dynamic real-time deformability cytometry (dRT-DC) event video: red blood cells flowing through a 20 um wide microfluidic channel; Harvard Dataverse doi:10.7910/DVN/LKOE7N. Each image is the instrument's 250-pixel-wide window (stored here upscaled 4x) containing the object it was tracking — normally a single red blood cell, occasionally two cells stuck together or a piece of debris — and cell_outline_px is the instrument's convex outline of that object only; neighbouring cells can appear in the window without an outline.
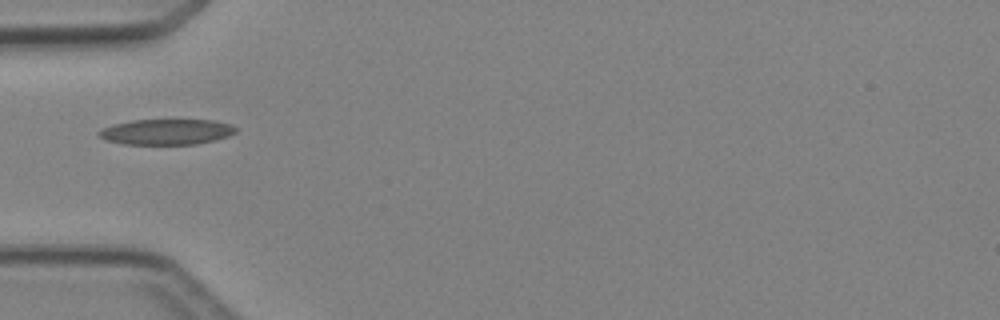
{"species": "Egyptian fruit bat (a non-hibernating species)", "species_latin": "Rousettus aegyptiacus", "temperature_condition": "cold", "stored_images_in_passage": 4, "camera_frame_rate_fps": 3000, "um_per_image_px": 0.085, "animal": {"sex": "female"}, "frame": {"image": 1, "passage_image": 4, "time_ms": 4.333, "image_size_px": [1000, 320], "cell_outline_px": [[236, 132], [228, 136], [196, 144], [124, 144], [108, 140], [100, 136], [96, 132], [100, 128], [132, 120], [212, 120], [232, 124], [236, 128]], "centroid_in_image_um": [14.15, 11.2], "position_along_channel_um": 70.8, "area_um2": 20.23}}